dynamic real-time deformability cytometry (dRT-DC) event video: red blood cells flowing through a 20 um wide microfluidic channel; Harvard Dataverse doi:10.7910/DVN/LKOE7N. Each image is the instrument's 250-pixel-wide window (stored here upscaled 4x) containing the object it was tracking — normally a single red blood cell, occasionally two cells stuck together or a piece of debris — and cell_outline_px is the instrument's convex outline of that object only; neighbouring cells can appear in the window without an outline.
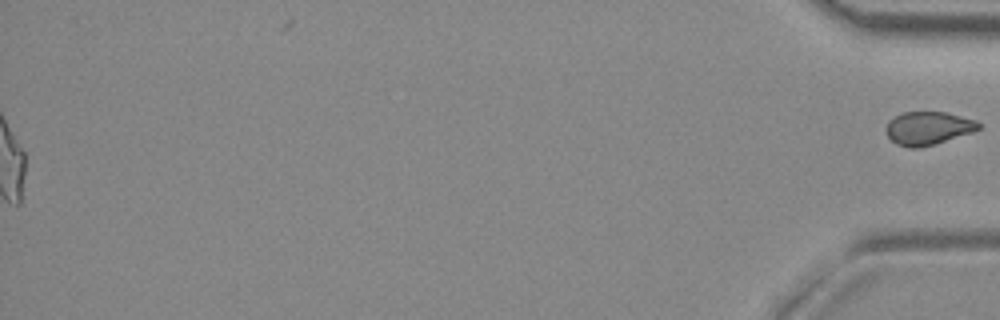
{"species": "common noctule bat (a hibernating species)", "species_latin": "Nyctalus noctula", "temperature_condition": "room temperature", "stored_images_in_passage": 38, "segment_of_instrument_passage": [2, 2], "camera_frame_rate_fps": 3000, "um_per_image_px": 0.085, "animal": {"sex": "female", "body_mass_g": 29.2, "forearm_length_mm": 56.3}, "frame": {"image": 1, "passage_image": 38, "time_ms": 12.333, "image_size_px": [1000, 320], "cell_outline_px": [[980, 128], [972, 132], [936, 144], [920, 148], [908, 148], [896, 144], [888, 136], [888, 120], [904, 112], [944, 112], [976, 120], [980, 124]], "centroid_in_image_um": [78.9, 10.91], "position_along_channel_um": 356.3, "area_um2": 17.74}}